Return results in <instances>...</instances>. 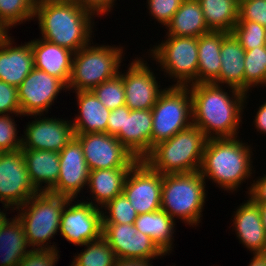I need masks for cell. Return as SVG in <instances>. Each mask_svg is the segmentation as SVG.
<instances>
[{
  "label": "cell",
  "mask_w": 266,
  "mask_h": 266,
  "mask_svg": "<svg viewBox=\"0 0 266 266\" xmlns=\"http://www.w3.org/2000/svg\"><path fill=\"white\" fill-rule=\"evenodd\" d=\"M188 87L192 98L193 124L208 139L239 135V128L245 122L242 116L250 93L214 83L191 84Z\"/></svg>",
  "instance_id": "1"
},
{
  "label": "cell",
  "mask_w": 266,
  "mask_h": 266,
  "mask_svg": "<svg viewBox=\"0 0 266 266\" xmlns=\"http://www.w3.org/2000/svg\"><path fill=\"white\" fill-rule=\"evenodd\" d=\"M252 149L253 145L241 140L240 135L210 138L204 148L199 172L205 181H210V183L212 181L215 187H219L226 193H233V195L240 191L243 183L248 185L250 181V185L246 186L248 191H245V194L247 195L256 172L253 164V160L256 159L253 151L256 150Z\"/></svg>",
  "instance_id": "2"
},
{
  "label": "cell",
  "mask_w": 266,
  "mask_h": 266,
  "mask_svg": "<svg viewBox=\"0 0 266 266\" xmlns=\"http://www.w3.org/2000/svg\"><path fill=\"white\" fill-rule=\"evenodd\" d=\"M95 18L92 12L68 0L35 7L33 20L38 21L39 38L75 53L93 40Z\"/></svg>",
  "instance_id": "3"
},
{
  "label": "cell",
  "mask_w": 266,
  "mask_h": 266,
  "mask_svg": "<svg viewBox=\"0 0 266 266\" xmlns=\"http://www.w3.org/2000/svg\"><path fill=\"white\" fill-rule=\"evenodd\" d=\"M207 182L199 171L164 174L161 193V210L175 221L190 227L202 223L207 196Z\"/></svg>",
  "instance_id": "4"
},
{
  "label": "cell",
  "mask_w": 266,
  "mask_h": 266,
  "mask_svg": "<svg viewBox=\"0 0 266 266\" xmlns=\"http://www.w3.org/2000/svg\"><path fill=\"white\" fill-rule=\"evenodd\" d=\"M207 140L204 132L192 124L153 146L142 160L162 175L197 172Z\"/></svg>",
  "instance_id": "5"
},
{
  "label": "cell",
  "mask_w": 266,
  "mask_h": 266,
  "mask_svg": "<svg viewBox=\"0 0 266 266\" xmlns=\"http://www.w3.org/2000/svg\"><path fill=\"white\" fill-rule=\"evenodd\" d=\"M69 200L70 198L64 196L39 192L15 209L18 211L16 216L22 222L26 240L31 249H59L57 247L59 245L55 242L51 243V240L56 235H60L58 233L62 211Z\"/></svg>",
  "instance_id": "6"
},
{
  "label": "cell",
  "mask_w": 266,
  "mask_h": 266,
  "mask_svg": "<svg viewBox=\"0 0 266 266\" xmlns=\"http://www.w3.org/2000/svg\"><path fill=\"white\" fill-rule=\"evenodd\" d=\"M93 42L92 40L74 53L72 71L67 84V91L70 93L93 90L97 85L116 76L121 66L126 65H121L125 61V46L100 45Z\"/></svg>",
  "instance_id": "7"
},
{
  "label": "cell",
  "mask_w": 266,
  "mask_h": 266,
  "mask_svg": "<svg viewBox=\"0 0 266 266\" xmlns=\"http://www.w3.org/2000/svg\"><path fill=\"white\" fill-rule=\"evenodd\" d=\"M147 50L148 59L156 63L159 74L172 80V86L197 84L198 37L164 35ZM162 72V73H161Z\"/></svg>",
  "instance_id": "8"
},
{
  "label": "cell",
  "mask_w": 266,
  "mask_h": 266,
  "mask_svg": "<svg viewBox=\"0 0 266 266\" xmlns=\"http://www.w3.org/2000/svg\"><path fill=\"white\" fill-rule=\"evenodd\" d=\"M192 124V98L189 87L170 84L152 107V147Z\"/></svg>",
  "instance_id": "9"
},
{
  "label": "cell",
  "mask_w": 266,
  "mask_h": 266,
  "mask_svg": "<svg viewBox=\"0 0 266 266\" xmlns=\"http://www.w3.org/2000/svg\"><path fill=\"white\" fill-rule=\"evenodd\" d=\"M141 56L134 57L135 59L128 63L127 69L122 71L125 105L130 110H152L158 97L165 90V87L162 89L161 81L158 82V74L154 73L158 69H152L146 61L147 54Z\"/></svg>",
  "instance_id": "10"
},
{
  "label": "cell",
  "mask_w": 266,
  "mask_h": 266,
  "mask_svg": "<svg viewBox=\"0 0 266 266\" xmlns=\"http://www.w3.org/2000/svg\"><path fill=\"white\" fill-rule=\"evenodd\" d=\"M29 177L22 150L0 152V203L11 213L38 194Z\"/></svg>",
  "instance_id": "11"
},
{
  "label": "cell",
  "mask_w": 266,
  "mask_h": 266,
  "mask_svg": "<svg viewBox=\"0 0 266 266\" xmlns=\"http://www.w3.org/2000/svg\"><path fill=\"white\" fill-rule=\"evenodd\" d=\"M70 199L62 211L59 233L75 246L102 236V211L83 200Z\"/></svg>",
  "instance_id": "12"
},
{
  "label": "cell",
  "mask_w": 266,
  "mask_h": 266,
  "mask_svg": "<svg viewBox=\"0 0 266 266\" xmlns=\"http://www.w3.org/2000/svg\"><path fill=\"white\" fill-rule=\"evenodd\" d=\"M89 171L132 168L139 160L113 135L108 133L76 134Z\"/></svg>",
  "instance_id": "13"
},
{
  "label": "cell",
  "mask_w": 266,
  "mask_h": 266,
  "mask_svg": "<svg viewBox=\"0 0 266 266\" xmlns=\"http://www.w3.org/2000/svg\"><path fill=\"white\" fill-rule=\"evenodd\" d=\"M21 115L48 114L58 95L67 92V86L58 78L33 68L17 87Z\"/></svg>",
  "instance_id": "14"
},
{
  "label": "cell",
  "mask_w": 266,
  "mask_h": 266,
  "mask_svg": "<svg viewBox=\"0 0 266 266\" xmlns=\"http://www.w3.org/2000/svg\"><path fill=\"white\" fill-rule=\"evenodd\" d=\"M38 116V117H37ZM47 114L28 115L35 118L24 126L21 149L48 150L60 152L74 137L71 118L62 119Z\"/></svg>",
  "instance_id": "15"
},
{
  "label": "cell",
  "mask_w": 266,
  "mask_h": 266,
  "mask_svg": "<svg viewBox=\"0 0 266 266\" xmlns=\"http://www.w3.org/2000/svg\"><path fill=\"white\" fill-rule=\"evenodd\" d=\"M163 175L139 160L129 171L123 194L137 214L156 212L161 209Z\"/></svg>",
  "instance_id": "16"
},
{
  "label": "cell",
  "mask_w": 266,
  "mask_h": 266,
  "mask_svg": "<svg viewBox=\"0 0 266 266\" xmlns=\"http://www.w3.org/2000/svg\"><path fill=\"white\" fill-rule=\"evenodd\" d=\"M102 236L117 258L164 259L167 255L133 224L102 223Z\"/></svg>",
  "instance_id": "17"
},
{
  "label": "cell",
  "mask_w": 266,
  "mask_h": 266,
  "mask_svg": "<svg viewBox=\"0 0 266 266\" xmlns=\"http://www.w3.org/2000/svg\"><path fill=\"white\" fill-rule=\"evenodd\" d=\"M59 177L56 185L49 193L78 199V194H84L88 183L89 169L85 161L80 141L74 137L59 152ZM84 192V193H83Z\"/></svg>",
  "instance_id": "18"
},
{
  "label": "cell",
  "mask_w": 266,
  "mask_h": 266,
  "mask_svg": "<svg viewBox=\"0 0 266 266\" xmlns=\"http://www.w3.org/2000/svg\"><path fill=\"white\" fill-rule=\"evenodd\" d=\"M33 68L34 55L30 41L17 45L11 33L0 37L1 81L18 87Z\"/></svg>",
  "instance_id": "19"
},
{
  "label": "cell",
  "mask_w": 266,
  "mask_h": 266,
  "mask_svg": "<svg viewBox=\"0 0 266 266\" xmlns=\"http://www.w3.org/2000/svg\"><path fill=\"white\" fill-rule=\"evenodd\" d=\"M232 213L231 227L244 248L259 254L266 242V231L262 223L259 205L248 196Z\"/></svg>",
  "instance_id": "20"
},
{
  "label": "cell",
  "mask_w": 266,
  "mask_h": 266,
  "mask_svg": "<svg viewBox=\"0 0 266 266\" xmlns=\"http://www.w3.org/2000/svg\"><path fill=\"white\" fill-rule=\"evenodd\" d=\"M115 137L142 160L152 149V110H130L125 105L124 129Z\"/></svg>",
  "instance_id": "21"
},
{
  "label": "cell",
  "mask_w": 266,
  "mask_h": 266,
  "mask_svg": "<svg viewBox=\"0 0 266 266\" xmlns=\"http://www.w3.org/2000/svg\"><path fill=\"white\" fill-rule=\"evenodd\" d=\"M30 43L34 55V67L60 79L67 86L74 52L42 38H34Z\"/></svg>",
  "instance_id": "22"
},
{
  "label": "cell",
  "mask_w": 266,
  "mask_h": 266,
  "mask_svg": "<svg viewBox=\"0 0 266 266\" xmlns=\"http://www.w3.org/2000/svg\"><path fill=\"white\" fill-rule=\"evenodd\" d=\"M130 169L131 168H111L89 171L85 192H88V194L90 193L88 195L89 198L84 197L86 198L84 199L82 196L80 198L101 209L117 195L122 194Z\"/></svg>",
  "instance_id": "23"
},
{
  "label": "cell",
  "mask_w": 266,
  "mask_h": 266,
  "mask_svg": "<svg viewBox=\"0 0 266 266\" xmlns=\"http://www.w3.org/2000/svg\"><path fill=\"white\" fill-rule=\"evenodd\" d=\"M76 95L77 114L71 119L76 134L107 133V122L111 110L105 107L90 91L72 92Z\"/></svg>",
  "instance_id": "24"
},
{
  "label": "cell",
  "mask_w": 266,
  "mask_h": 266,
  "mask_svg": "<svg viewBox=\"0 0 266 266\" xmlns=\"http://www.w3.org/2000/svg\"><path fill=\"white\" fill-rule=\"evenodd\" d=\"M31 182L39 192H49L59 177V152L21 149Z\"/></svg>",
  "instance_id": "25"
},
{
  "label": "cell",
  "mask_w": 266,
  "mask_h": 266,
  "mask_svg": "<svg viewBox=\"0 0 266 266\" xmlns=\"http://www.w3.org/2000/svg\"><path fill=\"white\" fill-rule=\"evenodd\" d=\"M221 70L216 85L228 86L244 92L245 50L232 33L222 40Z\"/></svg>",
  "instance_id": "26"
},
{
  "label": "cell",
  "mask_w": 266,
  "mask_h": 266,
  "mask_svg": "<svg viewBox=\"0 0 266 266\" xmlns=\"http://www.w3.org/2000/svg\"><path fill=\"white\" fill-rule=\"evenodd\" d=\"M14 216L0 224V266H17L31 251L22 222Z\"/></svg>",
  "instance_id": "27"
},
{
  "label": "cell",
  "mask_w": 266,
  "mask_h": 266,
  "mask_svg": "<svg viewBox=\"0 0 266 266\" xmlns=\"http://www.w3.org/2000/svg\"><path fill=\"white\" fill-rule=\"evenodd\" d=\"M134 225L137 231L148 235L166 255L169 256L173 252L176 221L166 212L160 209L156 212L140 214Z\"/></svg>",
  "instance_id": "28"
},
{
  "label": "cell",
  "mask_w": 266,
  "mask_h": 266,
  "mask_svg": "<svg viewBox=\"0 0 266 266\" xmlns=\"http://www.w3.org/2000/svg\"><path fill=\"white\" fill-rule=\"evenodd\" d=\"M228 33L211 31L198 37L197 84L215 83L221 70V45Z\"/></svg>",
  "instance_id": "29"
},
{
  "label": "cell",
  "mask_w": 266,
  "mask_h": 266,
  "mask_svg": "<svg viewBox=\"0 0 266 266\" xmlns=\"http://www.w3.org/2000/svg\"><path fill=\"white\" fill-rule=\"evenodd\" d=\"M165 29V35L184 37H199L211 32L198 0H183Z\"/></svg>",
  "instance_id": "30"
},
{
  "label": "cell",
  "mask_w": 266,
  "mask_h": 266,
  "mask_svg": "<svg viewBox=\"0 0 266 266\" xmlns=\"http://www.w3.org/2000/svg\"><path fill=\"white\" fill-rule=\"evenodd\" d=\"M210 31L231 33L239 16L238 0H198Z\"/></svg>",
  "instance_id": "31"
},
{
  "label": "cell",
  "mask_w": 266,
  "mask_h": 266,
  "mask_svg": "<svg viewBox=\"0 0 266 266\" xmlns=\"http://www.w3.org/2000/svg\"><path fill=\"white\" fill-rule=\"evenodd\" d=\"M82 247L84 249L73 256V266H114L117 260L115 252L103 236Z\"/></svg>",
  "instance_id": "32"
},
{
  "label": "cell",
  "mask_w": 266,
  "mask_h": 266,
  "mask_svg": "<svg viewBox=\"0 0 266 266\" xmlns=\"http://www.w3.org/2000/svg\"><path fill=\"white\" fill-rule=\"evenodd\" d=\"M244 93L266 87V46L245 51Z\"/></svg>",
  "instance_id": "33"
},
{
  "label": "cell",
  "mask_w": 266,
  "mask_h": 266,
  "mask_svg": "<svg viewBox=\"0 0 266 266\" xmlns=\"http://www.w3.org/2000/svg\"><path fill=\"white\" fill-rule=\"evenodd\" d=\"M35 7L30 0H0V24L10 33L12 27L31 22Z\"/></svg>",
  "instance_id": "34"
},
{
  "label": "cell",
  "mask_w": 266,
  "mask_h": 266,
  "mask_svg": "<svg viewBox=\"0 0 266 266\" xmlns=\"http://www.w3.org/2000/svg\"><path fill=\"white\" fill-rule=\"evenodd\" d=\"M100 102L109 110L125 105V89L122 79V69L113 78L97 85L93 90Z\"/></svg>",
  "instance_id": "35"
},
{
  "label": "cell",
  "mask_w": 266,
  "mask_h": 266,
  "mask_svg": "<svg viewBox=\"0 0 266 266\" xmlns=\"http://www.w3.org/2000/svg\"><path fill=\"white\" fill-rule=\"evenodd\" d=\"M102 211V223L133 224L138 217L134 207L122 193L108 202Z\"/></svg>",
  "instance_id": "36"
},
{
  "label": "cell",
  "mask_w": 266,
  "mask_h": 266,
  "mask_svg": "<svg viewBox=\"0 0 266 266\" xmlns=\"http://www.w3.org/2000/svg\"><path fill=\"white\" fill-rule=\"evenodd\" d=\"M266 27L248 20H238L232 34L239 41L245 51L265 45Z\"/></svg>",
  "instance_id": "37"
},
{
  "label": "cell",
  "mask_w": 266,
  "mask_h": 266,
  "mask_svg": "<svg viewBox=\"0 0 266 266\" xmlns=\"http://www.w3.org/2000/svg\"><path fill=\"white\" fill-rule=\"evenodd\" d=\"M21 114H0V152H13L21 149L22 136L17 128L15 118Z\"/></svg>",
  "instance_id": "38"
},
{
  "label": "cell",
  "mask_w": 266,
  "mask_h": 266,
  "mask_svg": "<svg viewBox=\"0 0 266 266\" xmlns=\"http://www.w3.org/2000/svg\"><path fill=\"white\" fill-rule=\"evenodd\" d=\"M147 13L150 18L162 25V28L171 21L176 11L181 6L183 0H146ZM149 10V11H148Z\"/></svg>",
  "instance_id": "39"
},
{
  "label": "cell",
  "mask_w": 266,
  "mask_h": 266,
  "mask_svg": "<svg viewBox=\"0 0 266 266\" xmlns=\"http://www.w3.org/2000/svg\"><path fill=\"white\" fill-rule=\"evenodd\" d=\"M238 20H248L266 27V0H243L239 2Z\"/></svg>",
  "instance_id": "40"
},
{
  "label": "cell",
  "mask_w": 266,
  "mask_h": 266,
  "mask_svg": "<svg viewBox=\"0 0 266 266\" xmlns=\"http://www.w3.org/2000/svg\"><path fill=\"white\" fill-rule=\"evenodd\" d=\"M0 114H21L17 87L0 80Z\"/></svg>",
  "instance_id": "41"
},
{
  "label": "cell",
  "mask_w": 266,
  "mask_h": 266,
  "mask_svg": "<svg viewBox=\"0 0 266 266\" xmlns=\"http://www.w3.org/2000/svg\"><path fill=\"white\" fill-rule=\"evenodd\" d=\"M58 250L31 249L17 266H56L60 255Z\"/></svg>",
  "instance_id": "42"
},
{
  "label": "cell",
  "mask_w": 266,
  "mask_h": 266,
  "mask_svg": "<svg viewBox=\"0 0 266 266\" xmlns=\"http://www.w3.org/2000/svg\"><path fill=\"white\" fill-rule=\"evenodd\" d=\"M76 2L81 7L92 12L96 17L109 16L112 13L113 8L117 0H72ZM107 14V15H106Z\"/></svg>",
  "instance_id": "43"
},
{
  "label": "cell",
  "mask_w": 266,
  "mask_h": 266,
  "mask_svg": "<svg viewBox=\"0 0 266 266\" xmlns=\"http://www.w3.org/2000/svg\"><path fill=\"white\" fill-rule=\"evenodd\" d=\"M263 176H256L252 180L251 188L247 196L255 204H266V173Z\"/></svg>",
  "instance_id": "44"
},
{
  "label": "cell",
  "mask_w": 266,
  "mask_h": 266,
  "mask_svg": "<svg viewBox=\"0 0 266 266\" xmlns=\"http://www.w3.org/2000/svg\"><path fill=\"white\" fill-rule=\"evenodd\" d=\"M125 105L111 111L107 122V133L115 136L121 129H124Z\"/></svg>",
  "instance_id": "45"
},
{
  "label": "cell",
  "mask_w": 266,
  "mask_h": 266,
  "mask_svg": "<svg viewBox=\"0 0 266 266\" xmlns=\"http://www.w3.org/2000/svg\"><path fill=\"white\" fill-rule=\"evenodd\" d=\"M256 115H254L253 124L256 132L259 134H266V100L258 106Z\"/></svg>",
  "instance_id": "46"
},
{
  "label": "cell",
  "mask_w": 266,
  "mask_h": 266,
  "mask_svg": "<svg viewBox=\"0 0 266 266\" xmlns=\"http://www.w3.org/2000/svg\"><path fill=\"white\" fill-rule=\"evenodd\" d=\"M156 259H124L117 258L114 266H153V261ZM152 261V262H151Z\"/></svg>",
  "instance_id": "47"
},
{
  "label": "cell",
  "mask_w": 266,
  "mask_h": 266,
  "mask_svg": "<svg viewBox=\"0 0 266 266\" xmlns=\"http://www.w3.org/2000/svg\"><path fill=\"white\" fill-rule=\"evenodd\" d=\"M248 266H266V264L260 254H253Z\"/></svg>",
  "instance_id": "48"
},
{
  "label": "cell",
  "mask_w": 266,
  "mask_h": 266,
  "mask_svg": "<svg viewBox=\"0 0 266 266\" xmlns=\"http://www.w3.org/2000/svg\"><path fill=\"white\" fill-rule=\"evenodd\" d=\"M30 1L32 2L34 7H37V6H40L42 4H46V3L65 2L68 0H30Z\"/></svg>",
  "instance_id": "49"
},
{
  "label": "cell",
  "mask_w": 266,
  "mask_h": 266,
  "mask_svg": "<svg viewBox=\"0 0 266 266\" xmlns=\"http://www.w3.org/2000/svg\"><path fill=\"white\" fill-rule=\"evenodd\" d=\"M257 205H259L262 223L266 231V204H257Z\"/></svg>",
  "instance_id": "50"
},
{
  "label": "cell",
  "mask_w": 266,
  "mask_h": 266,
  "mask_svg": "<svg viewBox=\"0 0 266 266\" xmlns=\"http://www.w3.org/2000/svg\"><path fill=\"white\" fill-rule=\"evenodd\" d=\"M2 210L0 208V224L4 221V219L8 216V212L6 213V211H8L9 209L7 207H4L3 205L1 206ZM4 207V208H3ZM4 209V210H3Z\"/></svg>",
  "instance_id": "51"
},
{
  "label": "cell",
  "mask_w": 266,
  "mask_h": 266,
  "mask_svg": "<svg viewBox=\"0 0 266 266\" xmlns=\"http://www.w3.org/2000/svg\"><path fill=\"white\" fill-rule=\"evenodd\" d=\"M259 254L264 259L265 264H266V242H265V245H264L263 249L261 250V252Z\"/></svg>",
  "instance_id": "52"
},
{
  "label": "cell",
  "mask_w": 266,
  "mask_h": 266,
  "mask_svg": "<svg viewBox=\"0 0 266 266\" xmlns=\"http://www.w3.org/2000/svg\"><path fill=\"white\" fill-rule=\"evenodd\" d=\"M9 32L0 24V37L7 35Z\"/></svg>",
  "instance_id": "53"
}]
</instances>
